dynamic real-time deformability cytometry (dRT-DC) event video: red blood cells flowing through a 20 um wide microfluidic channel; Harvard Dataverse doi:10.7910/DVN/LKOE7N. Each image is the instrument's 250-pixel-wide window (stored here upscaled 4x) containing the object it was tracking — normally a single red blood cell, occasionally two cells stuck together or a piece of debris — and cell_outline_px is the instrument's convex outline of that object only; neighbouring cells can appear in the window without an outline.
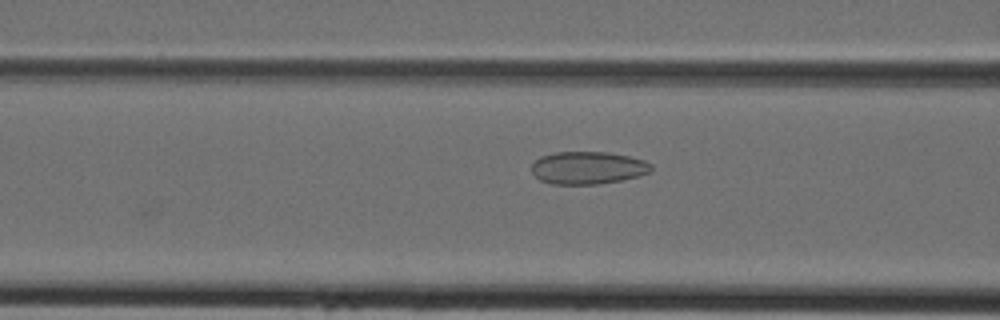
{"species": "Egyptian fruit bat (a non-hibernating species)", "species_latin": "Rousettus aegyptiacus", "temperature_condition": "cold", "stored_images_in_passage": 31, "camera_frame_rate_fps": 3000, "um_per_image_px": 0.085, "animal": {"sex": "female"}, "frame": {"image": 1, "passage_image": 5, "time_ms": 1.333, "image_size_px": [1000, 320], "cell_outline_px": [[652, 168], [648, 172], [640, 176], [620, 180], [596, 184], [552, 184], [540, 180], [532, 172], [532, 164], [540, 156], [556, 152], [608, 152], [628, 156], [644, 160], [652, 164]], "centroid_in_image_um": [49.96, 14.26], "position_along_channel_um": 116.6, "area_um2": 22.66}}
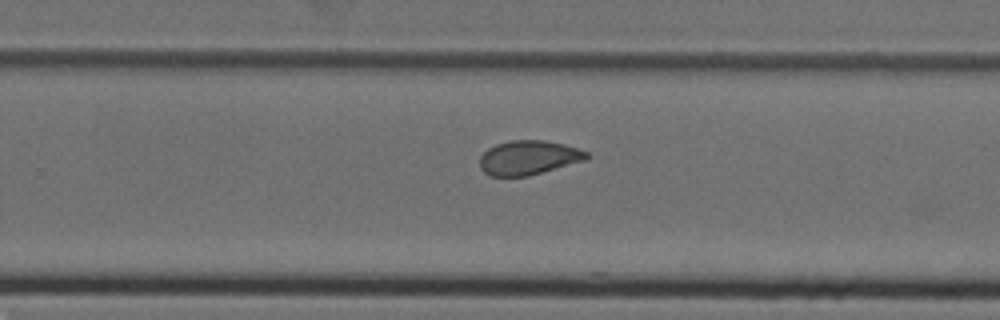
{"frame": {"image": 2, "passage_image": 16, "time_ms": 5.0, "image_size_px": [1000, 320], "cell_outline_px": [[588, 156], [584, 160], [528, 176], [488, 176], [480, 168], [480, 156], [488, 148], [496, 144], [508, 140], [544, 140], [564, 144], [588, 152]], "centroid_in_image_um": [44.87, 13.39], "position_along_channel_um": 284.9, "area_um2": 21.21}}
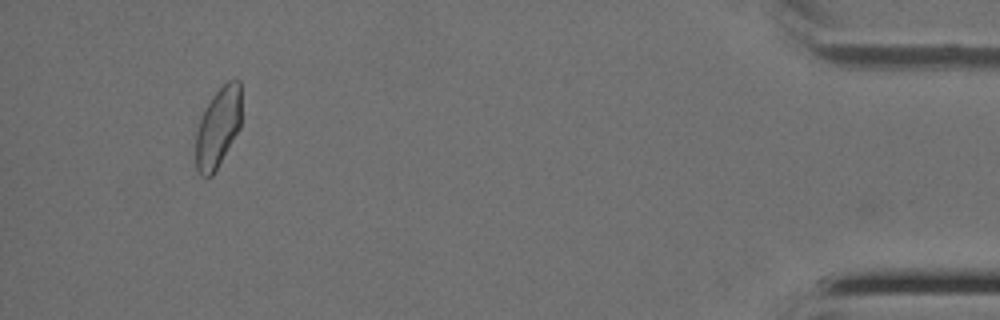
{"frame": {"image": 3, "passage_image": 29, "time_ms": 9.333, "image_size_px": [1000, 320], "cell_outline_px": [[240, 128], [212, 176], [200, 176], [196, 168], [196, 132], [204, 108], [212, 96], [228, 80], [240, 80]], "centroid_in_image_um": [18.52, 10.84], "position_along_channel_um": 416.7, "area_um2": 21.04}}